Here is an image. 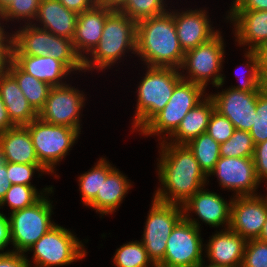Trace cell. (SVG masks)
Segmentation results:
<instances>
[{
    "label": "cell",
    "mask_w": 267,
    "mask_h": 267,
    "mask_svg": "<svg viewBox=\"0 0 267 267\" xmlns=\"http://www.w3.org/2000/svg\"><path fill=\"white\" fill-rule=\"evenodd\" d=\"M157 158L158 184L153 197L165 203L182 205L197 191L209 185V177L203 172L187 145L161 141Z\"/></svg>",
    "instance_id": "6da1fadb"
},
{
    "label": "cell",
    "mask_w": 267,
    "mask_h": 267,
    "mask_svg": "<svg viewBox=\"0 0 267 267\" xmlns=\"http://www.w3.org/2000/svg\"><path fill=\"white\" fill-rule=\"evenodd\" d=\"M185 52L177 37L173 9L137 22L136 55L145 66L179 69Z\"/></svg>",
    "instance_id": "7a4b0ae2"
},
{
    "label": "cell",
    "mask_w": 267,
    "mask_h": 267,
    "mask_svg": "<svg viewBox=\"0 0 267 267\" xmlns=\"http://www.w3.org/2000/svg\"><path fill=\"white\" fill-rule=\"evenodd\" d=\"M136 27V21L113 10L105 20L98 45L83 60L85 74L90 71L92 74L94 70L105 72L120 63L129 52L136 55Z\"/></svg>",
    "instance_id": "3957f363"
},
{
    "label": "cell",
    "mask_w": 267,
    "mask_h": 267,
    "mask_svg": "<svg viewBox=\"0 0 267 267\" xmlns=\"http://www.w3.org/2000/svg\"><path fill=\"white\" fill-rule=\"evenodd\" d=\"M146 67V68H145ZM145 74L136 88L137 100L131 129L140 132L164 109L175 86L182 80L179 69L144 66Z\"/></svg>",
    "instance_id": "277c9868"
},
{
    "label": "cell",
    "mask_w": 267,
    "mask_h": 267,
    "mask_svg": "<svg viewBox=\"0 0 267 267\" xmlns=\"http://www.w3.org/2000/svg\"><path fill=\"white\" fill-rule=\"evenodd\" d=\"M19 27L13 31L12 55L50 56L63 62L74 74L84 73L83 60L71 39L56 36L33 24Z\"/></svg>",
    "instance_id": "5b68a950"
},
{
    "label": "cell",
    "mask_w": 267,
    "mask_h": 267,
    "mask_svg": "<svg viewBox=\"0 0 267 267\" xmlns=\"http://www.w3.org/2000/svg\"><path fill=\"white\" fill-rule=\"evenodd\" d=\"M221 33L219 31L208 42L185 52L179 68L183 80L199 84L206 90L209 82L217 90L223 87L226 76L221 72L224 69L226 42Z\"/></svg>",
    "instance_id": "8992f818"
},
{
    "label": "cell",
    "mask_w": 267,
    "mask_h": 267,
    "mask_svg": "<svg viewBox=\"0 0 267 267\" xmlns=\"http://www.w3.org/2000/svg\"><path fill=\"white\" fill-rule=\"evenodd\" d=\"M72 232L59 224L52 227L27 250L30 267H60L82 261L87 256L86 245ZM28 252L33 253L32 260Z\"/></svg>",
    "instance_id": "52a82bcc"
},
{
    "label": "cell",
    "mask_w": 267,
    "mask_h": 267,
    "mask_svg": "<svg viewBox=\"0 0 267 267\" xmlns=\"http://www.w3.org/2000/svg\"><path fill=\"white\" fill-rule=\"evenodd\" d=\"M52 193L54 194L53 189L32 206L8 213L13 249L6 250V252L25 254L32 245L56 225L52 220L55 208L52 205L53 201L49 198Z\"/></svg>",
    "instance_id": "ba28073f"
},
{
    "label": "cell",
    "mask_w": 267,
    "mask_h": 267,
    "mask_svg": "<svg viewBox=\"0 0 267 267\" xmlns=\"http://www.w3.org/2000/svg\"><path fill=\"white\" fill-rule=\"evenodd\" d=\"M206 91L203 86L182 79L175 86L164 109L139 132V135L157 136L158 141H165L177 129L186 114L207 96Z\"/></svg>",
    "instance_id": "9c48e42d"
},
{
    "label": "cell",
    "mask_w": 267,
    "mask_h": 267,
    "mask_svg": "<svg viewBox=\"0 0 267 267\" xmlns=\"http://www.w3.org/2000/svg\"><path fill=\"white\" fill-rule=\"evenodd\" d=\"M25 127L29 131L39 162L54 175L57 165L72 150L80 133L71 127L44 122L39 117Z\"/></svg>",
    "instance_id": "30bf717a"
},
{
    "label": "cell",
    "mask_w": 267,
    "mask_h": 267,
    "mask_svg": "<svg viewBox=\"0 0 267 267\" xmlns=\"http://www.w3.org/2000/svg\"><path fill=\"white\" fill-rule=\"evenodd\" d=\"M151 202L140 241L157 266L164 259L169 235L183 218V208L182 205L165 203L154 197Z\"/></svg>",
    "instance_id": "8fae6325"
},
{
    "label": "cell",
    "mask_w": 267,
    "mask_h": 267,
    "mask_svg": "<svg viewBox=\"0 0 267 267\" xmlns=\"http://www.w3.org/2000/svg\"><path fill=\"white\" fill-rule=\"evenodd\" d=\"M85 96L82 90L70 83L51 87L38 117L50 124L71 127L81 134V117L87 100Z\"/></svg>",
    "instance_id": "7c38bea8"
},
{
    "label": "cell",
    "mask_w": 267,
    "mask_h": 267,
    "mask_svg": "<svg viewBox=\"0 0 267 267\" xmlns=\"http://www.w3.org/2000/svg\"><path fill=\"white\" fill-rule=\"evenodd\" d=\"M203 239L201 229L183 217L169 235L164 259L157 266L194 267L204 259Z\"/></svg>",
    "instance_id": "4fadbf2b"
},
{
    "label": "cell",
    "mask_w": 267,
    "mask_h": 267,
    "mask_svg": "<svg viewBox=\"0 0 267 267\" xmlns=\"http://www.w3.org/2000/svg\"><path fill=\"white\" fill-rule=\"evenodd\" d=\"M216 176L221 189L234 191L232 197L258 195L261 182L255 173L253 157H220L208 177Z\"/></svg>",
    "instance_id": "5bb4252c"
},
{
    "label": "cell",
    "mask_w": 267,
    "mask_h": 267,
    "mask_svg": "<svg viewBox=\"0 0 267 267\" xmlns=\"http://www.w3.org/2000/svg\"><path fill=\"white\" fill-rule=\"evenodd\" d=\"M205 188L203 187L197 191L182 204L183 217L199 229H201L202 223L209 225L210 228H217V230L218 228L220 230V227L223 229L229 228L232 196L229 201L224 200L220 194ZM192 213L198 218H194ZM200 221H202L201 224Z\"/></svg>",
    "instance_id": "9a60e30c"
},
{
    "label": "cell",
    "mask_w": 267,
    "mask_h": 267,
    "mask_svg": "<svg viewBox=\"0 0 267 267\" xmlns=\"http://www.w3.org/2000/svg\"><path fill=\"white\" fill-rule=\"evenodd\" d=\"M267 219L264 194L232 197L229 228L246 240L258 239Z\"/></svg>",
    "instance_id": "2e32d148"
},
{
    "label": "cell",
    "mask_w": 267,
    "mask_h": 267,
    "mask_svg": "<svg viewBox=\"0 0 267 267\" xmlns=\"http://www.w3.org/2000/svg\"><path fill=\"white\" fill-rule=\"evenodd\" d=\"M259 92H245L229 88L208 93L215 104V110L228 118L235 129L250 131L255 121Z\"/></svg>",
    "instance_id": "e0dca14e"
},
{
    "label": "cell",
    "mask_w": 267,
    "mask_h": 267,
    "mask_svg": "<svg viewBox=\"0 0 267 267\" xmlns=\"http://www.w3.org/2000/svg\"><path fill=\"white\" fill-rule=\"evenodd\" d=\"M207 10V8L173 10L177 37L184 52L208 42L220 31L212 27L213 22L211 23Z\"/></svg>",
    "instance_id": "ac0fdd59"
},
{
    "label": "cell",
    "mask_w": 267,
    "mask_h": 267,
    "mask_svg": "<svg viewBox=\"0 0 267 267\" xmlns=\"http://www.w3.org/2000/svg\"><path fill=\"white\" fill-rule=\"evenodd\" d=\"M224 19L232 23L235 45L243 51H255L267 41V11L228 10Z\"/></svg>",
    "instance_id": "d6986e66"
},
{
    "label": "cell",
    "mask_w": 267,
    "mask_h": 267,
    "mask_svg": "<svg viewBox=\"0 0 267 267\" xmlns=\"http://www.w3.org/2000/svg\"><path fill=\"white\" fill-rule=\"evenodd\" d=\"M247 240L230 228L216 230L204 245V257L213 264L241 267Z\"/></svg>",
    "instance_id": "ffe728a7"
},
{
    "label": "cell",
    "mask_w": 267,
    "mask_h": 267,
    "mask_svg": "<svg viewBox=\"0 0 267 267\" xmlns=\"http://www.w3.org/2000/svg\"><path fill=\"white\" fill-rule=\"evenodd\" d=\"M113 10L95 5L78 14L75 34L72 39L77 54L84 60L98 45L105 20Z\"/></svg>",
    "instance_id": "44dd1931"
},
{
    "label": "cell",
    "mask_w": 267,
    "mask_h": 267,
    "mask_svg": "<svg viewBox=\"0 0 267 267\" xmlns=\"http://www.w3.org/2000/svg\"><path fill=\"white\" fill-rule=\"evenodd\" d=\"M77 16L76 12L67 9L59 0H41L32 24L56 36L72 40Z\"/></svg>",
    "instance_id": "7402d4cb"
},
{
    "label": "cell",
    "mask_w": 267,
    "mask_h": 267,
    "mask_svg": "<svg viewBox=\"0 0 267 267\" xmlns=\"http://www.w3.org/2000/svg\"><path fill=\"white\" fill-rule=\"evenodd\" d=\"M127 178L115 167L107 177H102L101 189L87 207L96 210L95 212L100 214L101 218L115 213L125 200L126 194L133 188V182Z\"/></svg>",
    "instance_id": "603a6c76"
},
{
    "label": "cell",
    "mask_w": 267,
    "mask_h": 267,
    "mask_svg": "<svg viewBox=\"0 0 267 267\" xmlns=\"http://www.w3.org/2000/svg\"><path fill=\"white\" fill-rule=\"evenodd\" d=\"M12 60L24 72L51 87L66 84V79L74 74L63 62L50 56L12 55Z\"/></svg>",
    "instance_id": "cb8c5ba5"
},
{
    "label": "cell",
    "mask_w": 267,
    "mask_h": 267,
    "mask_svg": "<svg viewBox=\"0 0 267 267\" xmlns=\"http://www.w3.org/2000/svg\"><path fill=\"white\" fill-rule=\"evenodd\" d=\"M0 96L15 126H26L38 117V113L28 103L16 79L6 69L0 70Z\"/></svg>",
    "instance_id": "d4e9b609"
},
{
    "label": "cell",
    "mask_w": 267,
    "mask_h": 267,
    "mask_svg": "<svg viewBox=\"0 0 267 267\" xmlns=\"http://www.w3.org/2000/svg\"><path fill=\"white\" fill-rule=\"evenodd\" d=\"M215 104L212 98L207 96L182 119L177 129L165 140V142L187 145L190 141L207 131L208 123Z\"/></svg>",
    "instance_id": "484cf974"
},
{
    "label": "cell",
    "mask_w": 267,
    "mask_h": 267,
    "mask_svg": "<svg viewBox=\"0 0 267 267\" xmlns=\"http://www.w3.org/2000/svg\"><path fill=\"white\" fill-rule=\"evenodd\" d=\"M0 148L5 162L41 164L37 158L29 131L25 126H14L0 134Z\"/></svg>",
    "instance_id": "4316f807"
},
{
    "label": "cell",
    "mask_w": 267,
    "mask_h": 267,
    "mask_svg": "<svg viewBox=\"0 0 267 267\" xmlns=\"http://www.w3.org/2000/svg\"><path fill=\"white\" fill-rule=\"evenodd\" d=\"M5 69L16 79L28 103L38 113L45 105L51 86L24 72L13 60Z\"/></svg>",
    "instance_id": "83f0119b"
},
{
    "label": "cell",
    "mask_w": 267,
    "mask_h": 267,
    "mask_svg": "<svg viewBox=\"0 0 267 267\" xmlns=\"http://www.w3.org/2000/svg\"><path fill=\"white\" fill-rule=\"evenodd\" d=\"M115 167L109 160L100 157L94 167L77 177L81 202L84 206L87 207L95 199L102 186V177H107Z\"/></svg>",
    "instance_id": "f1b7e54d"
},
{
    "label": "cell",
    "mask_w": 267,
    "mask_h": 267,
    "mask_svg": "<svg viewBox=\"0 0 267 267\" xmlns=\"http://www.w3.org/2000/svg\"><path fill=\"white\" fill-rule=\"evenodd\" d=\"M52 189L55 188H53L51 185L46 186L39 191L36 186L13 184L7 190L4 198L1 200L0 209H3L4 206H9V211L11 213L16 210L27 208L39 201Z\"/></svg>",
    "instance_id": "f546056e"
},
{
    "label": "cell",
    "mask_w": 267,
    "mask_h": 267,
    "mask_svg": "<svg viewBox=\"0 0 267 267\" xmlns=\"http://www.w3.org/2000/svg\"><path fill=\"white\" fill-rule=\"evenodd\" d=\"M203 172L208 176L220 158V144L207 132L200 134L187 144Z\"/></svg>",
    "instance_id": "4dcf8cb0"
},
{
    "label": "cell",
    "mask_w": 267,
    "mask_h": 267,
    "mask_svg": "<svg viewBox=\"0 0 267 267\" xmlns=\"http://www.w3.org/2000/svg\"><path fill=\"white\" fill-rule=\"evenodd\" d=\"M115 267H155L156 265L149 258L148 253L139 240L127 241L116 249L113 256Z\"/></svg>",
    "instance_id": "1f68e13d"
},
{
    "label": "cell",
    "mask_w": 267,
    "mask_h": 267,
    "mask_svg": "<svg viewBox=\"0 0 267 267\" xmlns=\"http://www.w3.org/2000/svg\"><path fill=\"white\" fill-rule=\"evenodd\" d=\"M244 55V60L246 58L247 63L243 65H246L244 68L246 69L244 71V74L248 73L247 75L243 74V72L241 73V75L243 77H238L239 79V85H233L231 86V88L236 89V90H240V91H245V92H260L267 84L266 82L262 79L261 74L259 72V64H258V58H257V54L255 51H251V50H245V53H243ZM243 68V69H244ZM236 73L240 72L237 69L235 70ZM239 74V73H238ZM239 76V75H238ZM235 77L237 78V75H235Z\"/></svg>",
    "instance_id": "d6a6232c"
},
{
    "label": "cell",
    "mask_w": 267,
    "mask_h": 267,
    "mask_svg": "<svg viewBox=\"0 0 267 267\" xmlns=\"http://www.w3.org/2000/svg\"><path fill=\"white\" fill-rule=\"evenodd\" d=\"M254 143L249 131L235 129L233 135L220 144V157H253Z\"/></svg>",
    "instance_id": "836d02e7"
},
{
    "label": "cell",
    "mask_w": 267,
    "mask_h": 267,
    "mask_svg": "<svg viewBox=\"0 0 267 267\" xmlns=\"http://www.w3.org/2000/svg\"><path fill=\"white\" fill-rule=\"evenodd\" d=\"M168 4L166 0H128L120 11L138 22L166 12Z\"/></svg>",
    "instance_id": "e575fe53"
},
{
    "label": "cell",
    "mask_w": 267,
    "mask_h": 267,
    "mask_svg": "<svg viewBox=\"0 0 267 267\" xmlns=\"http://www.w3.org/2000/svg\"><path fill=\"white\" fill-rule=\"evenodd\" d=\"M41 0H14L1 13L2 18L7 22H22L20 25L32 24L37 16ZM10 20V21H9ZM24 21V22H23Z\"/></svg>",
    "instance_id": "d590c367"
},
{
    "label": "cell",
    "mask_w": 267,
    "mask_h": 267,
    "mask_svg": "<svg viewBox=\"0 0 267 267\" xmlns=\"http://www.w3.org/2000/svg\"><path fill=\"white\" fill-rule=\"evenodd\" d=\"M35 172L38 173V178L40 177V179L46 173L48 175L51 174L42 164H21L7 162V178L9 179L11 185L21 184L34 186L31 183V180L36 174Z\"/></svg>",
    "instance_id": "8d00e7d4"
},
{
    "label": "cell",
    "mask_w": 267,
    "mask_h": 267,
    "mask_svg": "<svg viewBox=\"0 0 267 267\" xmlns=\"http://www.w3.org/2000/svg\"><path fill=\"white\" fill-rule=\"evenodd\" d=\"M249 132L254 145L267 140V85L258 93L255 121Z\"/></svg>",
    "instance_id": "74e56055"
},
{
    "label": "cell",
    "mask_w": 267,
    "mask_h": 267,
    "mask_svg": "<svg viewBox=\"0 0 267 267\" xmlns=\"http://www.w3.org/2000/svg\"><path fill=\"white\" fill-rule=\"evenodd\" d=\"M241 267H267V242L247 240Z\"/></svg>",
    "instance_id": "f35d334b"
},
{
    "label": "cell",
    "mask_w": 267,
    "mask_h": 267,
    "mask_svg": "<svg viewBox=\"0 0 267 267\" xmlns=\"http://www.w3.org/2000/svg\"><path fill=\"white\" fill-rule=\"evenodd\" d=\"M234 130L235 128L232 122L214 109L210 116L206 132L215 141L222 144L233 135Z\"/></svg>",
    "instance_id": "ab89813d"
},
{
    "label": "cell",
    "mask_w": 267,
    "mask_h": 267,
    "mask_svg": "<svg viewBox=\"0 0 267 267\" xmlns=\"http://www.w3.org/2000/svg\"><path fill=\"white\" fill-rule=\"evenodd\" d=\"M4 21L0 14V70L5 69L12 60L13 48V32L6 30L4 24L7 23H4Z\"/></svg>",
    "instance_id": "60d3db41"
},
{
    "label": "cell",
    "mask_w": 267,
    "mask_h": 267,
    "mask_svg": "<svg viewBox=\"0 0 267 267\" xmlns=\"http://www.w3.org/2000/svg\"><path fill=\"white\" fill-rule=\"evenodd\" d=\"M253 161L256 176L262 184L267 181V140L255 145Z\"/></svg>",
    "instance_id": "b9f144b4"
},
{
    "label": "cell",
    "mask_w": 267,
    "mask_h": 267,
    "mask_svg": "<svg viewBox=\"0 0 267 267\" xmlns=\"http://www.w3.org/2000/svg\"><path fill=\"white\" fill-rule=\"evenodd\" d=\"M0 267H30L26 254L17 252H0Z\"/></svg>",
    "instance_id": "7bdbcfd3"
},
{
    "label": "cell",
    "mask_w": 267,
    "mask_h": 267,
    "mask_svg": "<svg viewBox=\"0 0 267 267\" xmlns=\"http://www.w3.org/2000/svg\"><path fill=\"white\" fill-rule=\"evenodd\" d=\"M229 9L267 11V0H233Z\"/></svg>",
    "instance_id": "ee69618b"
},
{
    "label": "cell",
    "mask_w": 267,
    "mask_h": 267,
    "mask_svg": "<svg viewBox=\"0 0 267 267\" xmlns=\"http://www.w3.org/2000/svg\"><path fill=\"white\" fill-rule=\"evenodd\" d=\"M11 245L9 217L0 211V252Z\"/></svg>",
    "instance_id": "f6af8a7d"
},
{
    "label": "cell",
    "mask_w": 267,
    "mask_h": 267,
    "mask_svg": "<svg viewBox=\"0 0 267 267\" xmlns=\"http://www.w3.org/2000/svg\"><path fill=\"white\" fill-rule=\"evenodd\" d=\"M59 1L67 9L74 11L77 14H80L83 11L91 9L96 5V0H59Z\"/></svg>",
    "instance_id": "bcb514c9"
},
{
    "label": "cell",
    "mask_w": 267,
    "mask_h": 267,
    "mask_svg": "<svg viewBox=\"0 0 267 267\" xmlns=\"http://www.w3.org/2000/svg\"><path fill=\"white\" fill-rule=\"evenodd\" d=\"M10 187L11 183L7 178V162H5L4 155L0 148V202Z\"/></svg>",
    "instance_id": "7dc6e473"
},
{
    "label": "cell",
    "mask_w": 267,
    "mask_h": 267,
    "mask_svg": "<svg viewBox=\"0 0 267 267\" xmlns=\"http://www.w3.org/2000/svg\"><path fill=\"white\" fill-rule=\"evenodd\" d=\"M255 52L258 58L259 72L267 84V46H259Z\"/></svg>",
    "instance_id": "c3c4849f"
},
{
    "label": "cell",
    "mask_w": 267,
    "mask_h": 267,
    "mask_svg": "<svg viewBox=\"0 0 267 267\" xmlns=\"http://www.w3.org/2000/svg\"><path fill=\"white\" fill-rule=\"evenodd\" d=\"M15 125L11 122L7 109L4 102L0 96V134L4 133L6 130L13 128Z\"/></svg>",
    "instance_id": "681fc988"
},
{
    "label": "cell",
    "mask_w": 267,
    "mask_h": 267,
    "mask_svg": "<svg viewBox=\"0 0 267 267\" xmlns=\"http://www.w3.org/2000/svg\"><path fill=\"white\" fill-rule=\"evenodd\" d=\"M128 0H96V4L100 6H105L111 10L120 11Z\"/></svg>",
    "instance_id": "f907efd6"
},
{
    "label": "cell",
    "mask_w": 267,
    "mask_h": 267,
    "mask_svg": "<svg viewBox=\"0 0 267 267\" xmlns=\"http://www.w3.org/2000/svg\"><path fill=\"white\" fill-rule=\"evenodd\" d=\"M205 259L206 258H204L202 261H200L194 267H228V266H224V265L213 264V263H210L208 261L206 262ZM205 263H207V264L205 265Z\"/></svg>",
    "instance_id": "816d5d0a"
},
{
    "label": "cell",
    "mask_w": 267,
    "mask_h": 267,
    "mask_svg": "<svg viewBox=\"0 0 267 267\" xmlns=\"http://www.w3.org/2000/svg\"><path fill=\"white\" fill-rule=\"evenodd\" d=\"M258 239H260V240H262L264 242H267V219L265 221V224L263 226V230H262V232H261V234H260Z\"/></svg>",
    "instance_id": "f5cc1de1"
},
{
    "label": "cell",
    "mask_w": 267,
    "mask_h": 267,
    "mask_svg": "<svg viewBox=\"0 0 267 267\" xmlns=\"http://www.w3.org/2000/svg\"><path fill=\"white\" fill-rule=\"evenodd\" d=\"M14 0H0V14L13 2Z\"/></svg>",
    "instance_id": "db71d44e"
},
{
    "label": "cell",
    "mask_w": 267,
    "mask_h": 267,
    "mask_svg": "<svg viewBox=\"0 0 267 267\" xmlns=\"http://www.w3.org/2000/svg\"><path fill=\"white\" fill-rule=\"evenodd\" d=\"M261 46H267V41L264 44H262Z\"/></svg>",
    "instance_id": "11a10c76"
}]
</instances>
